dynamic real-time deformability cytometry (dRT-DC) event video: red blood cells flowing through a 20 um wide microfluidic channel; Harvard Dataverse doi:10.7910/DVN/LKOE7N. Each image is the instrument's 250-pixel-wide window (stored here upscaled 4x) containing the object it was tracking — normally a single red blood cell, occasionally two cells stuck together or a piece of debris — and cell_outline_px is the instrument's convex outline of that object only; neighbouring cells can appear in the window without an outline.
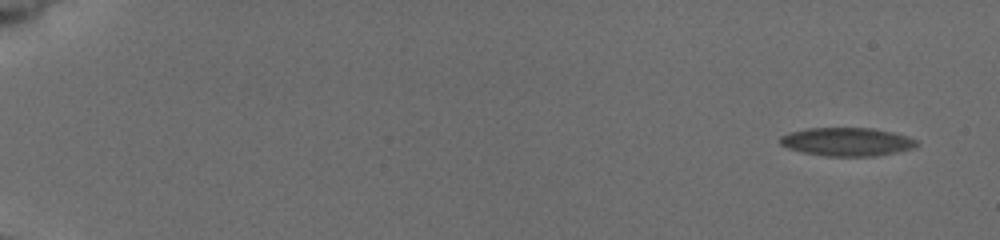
{"species": "common noctule bat (a hibernating species)", "species_latin": "Nyctalus noctula", "temperature_condition": "cold", "stored_images_in_passage": 10, "camera_frame_rate_fps": 3000, "um_per_image_px": 0.085, "animal": {"sex": "female", "body_mass_g": 19.5, "forearm_length_mm": 54.1}, "frame": {"image": 1, "passage_image": 1, "time_ms": 0.0, "image_size_px": [1000, 240], "cell_outline_px": [[916, 144], [912, 148], [896, 152], [872, 156], [828, 156], [804, 152], [788, 148], [780, 144], [780, 136], [792, 132], [808, 128], [872, 128], [892, 132], [908, 136], [916, 140]], "centroid_in_image_um": [71.98, 12.04], "position_along_channel_um": 13.0, "area_um2": 22.25}}
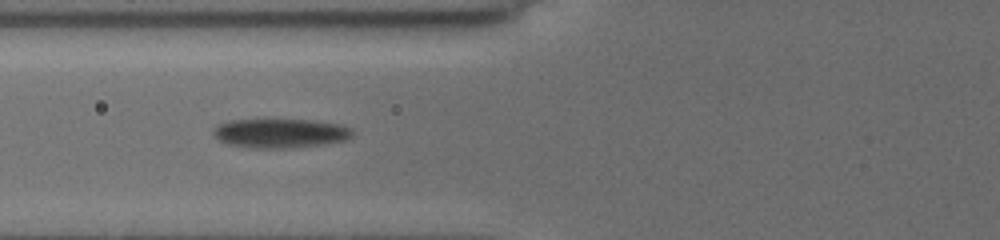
{"frame": {"image": 2, "passage_image": 9, "time_ms": 7.0, "image_size_px": [1000, 240], "cell_outline_px": [[352, 136], [348, 140], [324, 144], [292, 148], [252, 148], [228, 144], [220, 140], [212, 132], [220, 124], [228, 120], [316, 120], [340, 124], [352, 128]], "centroid_in_image_um": [23.89, 11.33], "position_along_channel_um": 101.9, "area_um2": 23.7}}
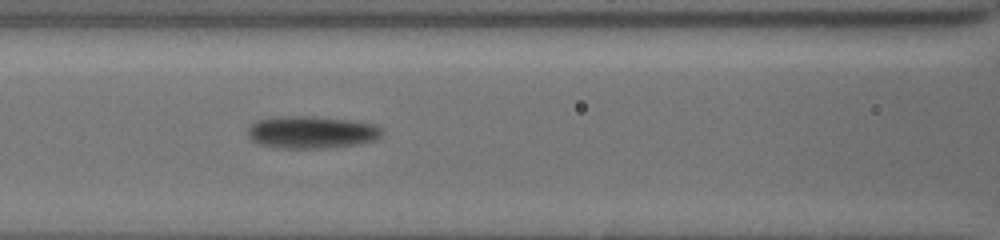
{"frame": {"image": 3, "passage_image": 10, "time_ms": 8.0, "image_size_px": [1000, 240], "cell_outline_px": [[384, 128], [380, 136], [376, 140], [356, 144], [324, 148], [276, 148], [260, 144], [252, 140], [248, 136], [248, 128], [256, 120], [284, 116], [308, 116], [348, 120], [372, 124]], "centroid_in_image_um": [26.47, 11.24], "position_along_channel_um": 140.1, "area_um2": 25.14}}